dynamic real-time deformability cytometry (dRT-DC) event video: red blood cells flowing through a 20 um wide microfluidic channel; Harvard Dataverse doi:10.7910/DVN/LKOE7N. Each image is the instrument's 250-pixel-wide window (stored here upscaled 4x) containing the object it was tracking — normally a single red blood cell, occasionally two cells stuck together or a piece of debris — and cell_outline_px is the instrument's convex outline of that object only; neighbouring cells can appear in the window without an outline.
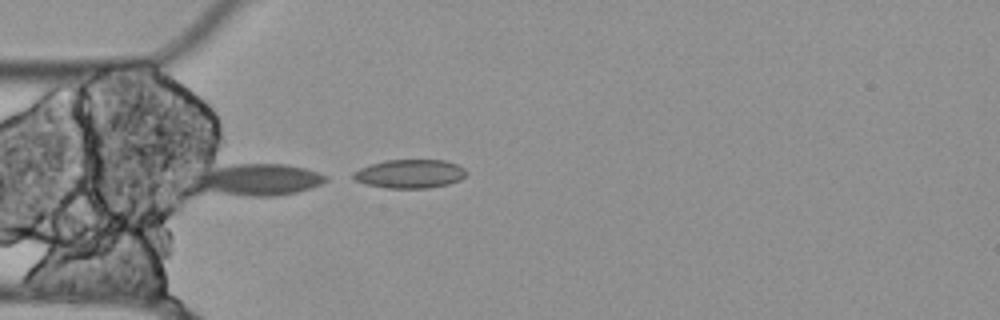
{"species": "Egyptian fruit bat (a non-hibernating species)", "species_latin": "Rousettus aegyptiacus", "temperature_condition": "cold", "stored_images_in_passage": 2, "camera_frame_rate_fps": 3000, "um_per_image_px": 0.085, "animal": {"sex": "female"}, "frame": {"image": 1, "passage_image": 1, "time_ms": 0.0, "image_size_px": [1000, 320], "cell_outline_px": [[328, 180], [320, 184], [296, 192], [276, 196], [252, 196], [192, 192], [192, 176], [196, 172], [232, 164], [288, 164], [304, 168], [328, 176]], "centroid_in_image_um": [21.75, 15.29], "position_along_channel_um": 63.3, "area_um2": 25.14}}